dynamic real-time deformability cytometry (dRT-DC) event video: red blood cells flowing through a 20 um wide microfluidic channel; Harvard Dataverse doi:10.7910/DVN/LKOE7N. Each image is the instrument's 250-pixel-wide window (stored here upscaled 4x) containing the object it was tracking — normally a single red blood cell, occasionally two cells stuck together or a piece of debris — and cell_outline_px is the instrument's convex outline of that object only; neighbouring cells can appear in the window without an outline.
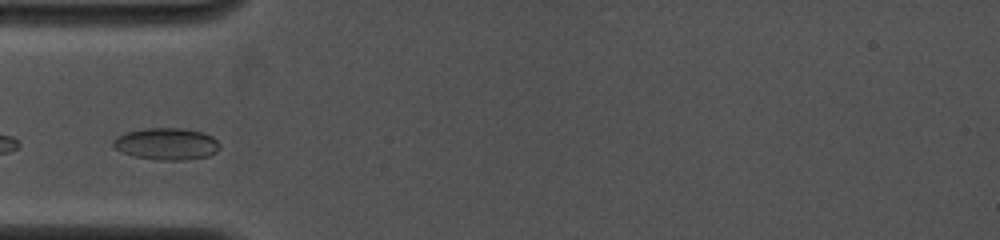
{"species": "common noctule bat (a hibernating species)", "species_latin": "Nyctalus noctula", "temperature_condition": "cold", "stored_images_in_passage": 9, "camera_frame_rate_fps": 4000, "um_per_image_px": 0.085, "animal": {"sex": "female", "body_mass_g": 19.0, "forearm_length_mm": 53.3}, "frame": {"image": 1, "passage_image": 2, "time_ms": 0.5, "image_size_px": [1000, 240], "cell_outline_px": [[220, 148], [216, 152], [208, 156], [184, 160], [160, 160], [136, 156], [124, 152], [116, 148], [112, 144], [112, 140], [116, 136], [124, 132], [144, 128], [184, 128], [200, 132], [212, 136], [220, 144]], "centroid_in_image_um": [14.15, 12.22], "position_along_channel_um": 70.8, "area_um2": 19.77}}